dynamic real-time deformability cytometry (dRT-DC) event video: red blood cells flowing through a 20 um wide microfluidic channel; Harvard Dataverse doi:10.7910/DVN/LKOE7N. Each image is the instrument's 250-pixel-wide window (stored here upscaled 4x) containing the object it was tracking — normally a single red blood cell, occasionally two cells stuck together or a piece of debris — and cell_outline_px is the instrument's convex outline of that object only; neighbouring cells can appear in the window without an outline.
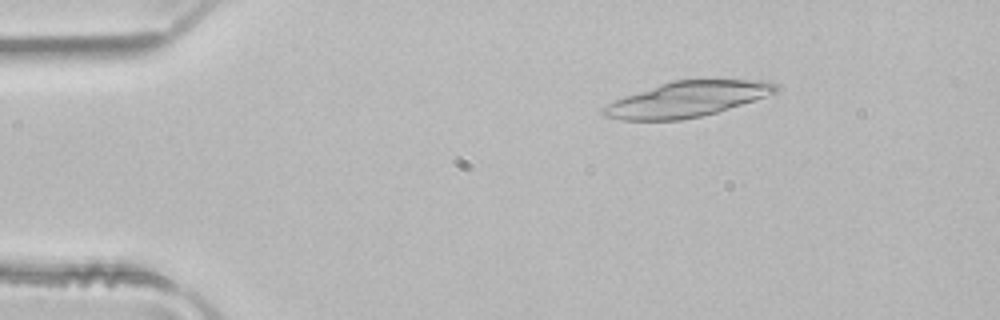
{"species": "common noctule bat (a hibernating species)", "species_latin": "Nyctalus noctula", "temperature_condition": "room temperature", "stored_images_in_passage": 4, "camera_frame_rate_fps": 3000, "um_per_image_px": 0.085, "animal": {"sex": "male", "body_mass_g": 21.5, "forearm_length_mm": 52.0}, "frame": {"image": 1, "passage_image": 3, "time_ms": 0.667, "image_size_px": [1000, 320], "cell_outline_px": [[776, 92], [716, 112], [700, 116], [680, 120], [620, 120], [604, 116], [600, 112], [600, 108], [624, 96], [672, 80], [764, 80], [776, 84]], "centroid_in_image_um": [58.32, 8.44], "position_along_channel_um": 26.7, "area_um2": 34.91}}